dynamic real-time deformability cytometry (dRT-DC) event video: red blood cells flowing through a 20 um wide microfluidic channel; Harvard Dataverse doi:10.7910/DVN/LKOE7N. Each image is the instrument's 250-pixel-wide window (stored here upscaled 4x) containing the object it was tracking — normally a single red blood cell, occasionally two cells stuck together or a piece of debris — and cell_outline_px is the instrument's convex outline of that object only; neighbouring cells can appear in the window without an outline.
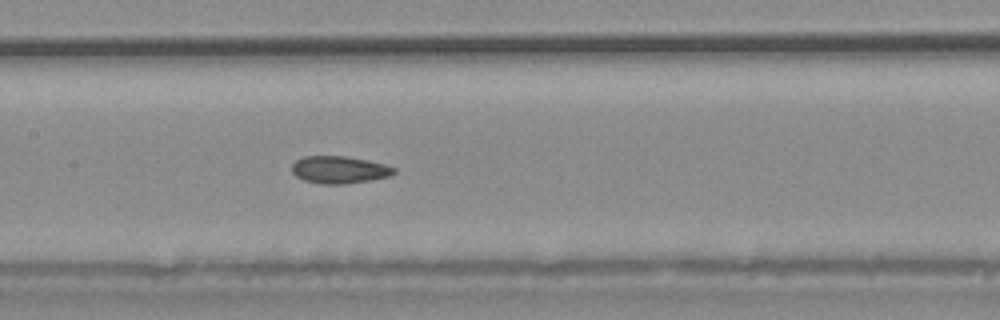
{"species": "common noctule bat (a hibernating species)", "species_latin": "Nyctalus noctula", "temperature_condition": "warm", "stored_images_in_passage": 29, "camera_frame_rate_fps": 3000, "um_per_image_px": 0.085, "animal": {"sex": "male", "body_mass_g": 20.4}, "frame": {"image": 1, "passage_image": 13, "time_ms": 4.0, "image_size_px": [1000, 320], "cell_outline_px": [[396, 172], [388, 176], [368, 180], [344, 184], [320, 184], [304, 180], [296, 176], [292, 172], [292, 164], [296, 160], [304, 156], [344, 156], [368, 160], [384, 164], [396, 168]], "centroid_in_image_um": [28.82, 14.42], "position_along_channel_um": 178.6, "area_um2": 16.18}}
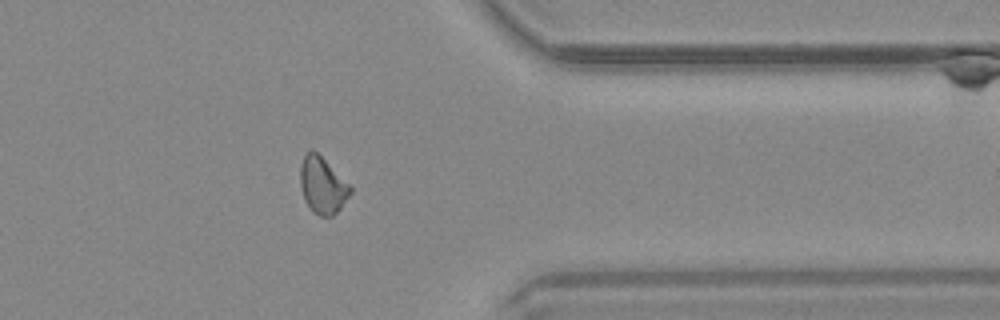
{"frame": {"image": 2, "passage_image": 25, "time_ms": 8.0, "image_size_px": [1000, 320], "cell_outline_px": [[352, 192], [340, 208], [332, 216], [320, 216], [312, 212], [304, 200], [300, 188], [300, 164], [304, 156], [312, 148], [352, 184]], "centroid_in_image_um": [27.42, 15.74], "position_along_channel_um": 384.0, "area_um2": 16.82}}